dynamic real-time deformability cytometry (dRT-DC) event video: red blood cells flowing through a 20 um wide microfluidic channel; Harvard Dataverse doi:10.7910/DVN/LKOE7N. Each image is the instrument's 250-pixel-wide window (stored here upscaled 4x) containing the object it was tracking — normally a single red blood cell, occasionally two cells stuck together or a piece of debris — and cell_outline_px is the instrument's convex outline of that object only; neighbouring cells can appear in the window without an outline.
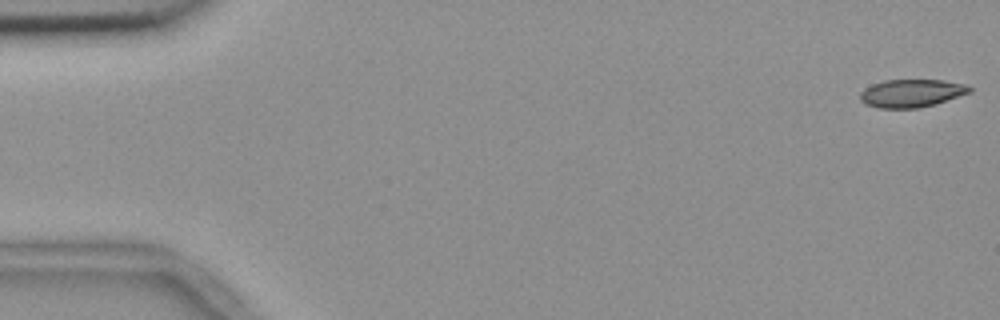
{"species": "common noctule bat (a hibernating species)", "species_latin": "Nyctalus noctula", "temperature_condition": "room temperature", "stored_images_in_passage": 5, "camera_frame_rate_fps": 3000, "um_per_image_px": 0.085, "animal": {"sex": "female", "body_mass_g": 18.4}, "frame": {"image": 1, "passage_image": 1, "time_ms": 0.0, "image_size_px": [1000, 320], "cell_outline_px": [[972, 92], [936, 104], [920, 108], [880, 108], [864, 104], [860, 100], [860, 92], [864, 88], [872, 84], [884, 80], [944, 80], [968, 84], [972, 88]], "centroid_in_image_um": [77.5, 7.92], "position_along_channel_um": 7.5, "area_um2": 18.09}}